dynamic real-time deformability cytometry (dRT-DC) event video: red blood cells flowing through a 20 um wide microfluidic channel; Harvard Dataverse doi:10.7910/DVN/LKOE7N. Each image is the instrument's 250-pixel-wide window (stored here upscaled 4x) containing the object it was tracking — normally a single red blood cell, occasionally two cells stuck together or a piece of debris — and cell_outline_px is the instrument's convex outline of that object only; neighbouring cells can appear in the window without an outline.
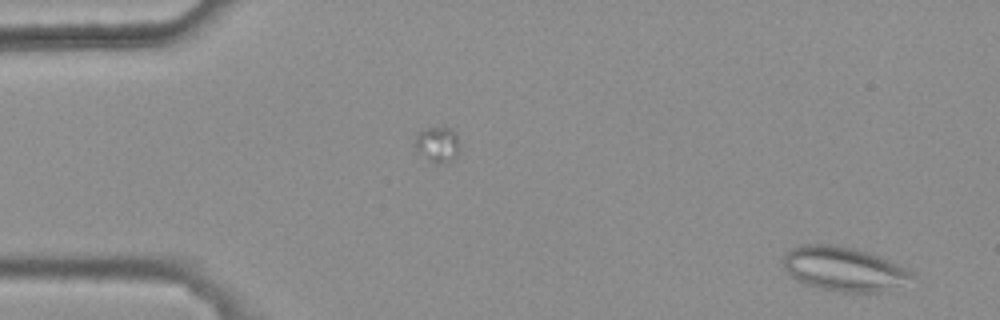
{"species": "common noctule bat (a hibernating species)", "species_latin": "Nyctalus noctula", "temperature_condition": "warm", "stored_images_in_passage": 7, "camera_frame_rate_fps": 3000, "um_per_image_px": 0.085, "animal": {"sex": "female", "body_mass_g": 25.1}, "frame": {"image": 1, "passage_image": 1, "time_ms": 0.0, "image_size_px": [1000, 320], "cell_outline_px": [[912, 276], [900, 284], [880, 292], [844, 292], [820, 288], [804, 284], [796, 280], [784, 268], [784, 256], [792, 248], [800, 244], [832, 244], [852, 248], [868, 252], [880, 256], [904, 268]], "centroid_in_image_um": [71.63, 22.84], "position_along_channel_um": 13.4, "area_um2": 32.43}}
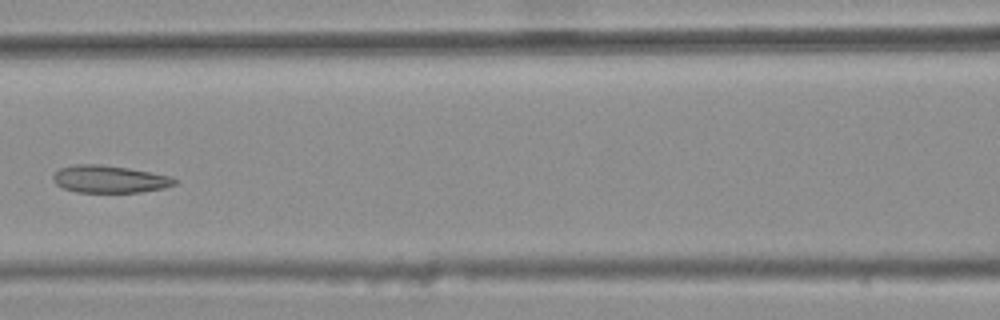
{"frame": {"image": 2, "passage_image": 7, "time_ms": 2.0, "image_size_px": [1000, 320], "cell_outline_px": [[180, 180], [176, 184], [164, 188], [140, 192], [76, 192], [64, 188], [56, 184], [52, 180], [52, 176], [60, 168], [76, 164], [100, 164], [128, 168], [172, 176]], "centroid_in_image_um": [9.34, 15.22], "position_along_channel_um": 157.3, "area_um2": 19.48}}